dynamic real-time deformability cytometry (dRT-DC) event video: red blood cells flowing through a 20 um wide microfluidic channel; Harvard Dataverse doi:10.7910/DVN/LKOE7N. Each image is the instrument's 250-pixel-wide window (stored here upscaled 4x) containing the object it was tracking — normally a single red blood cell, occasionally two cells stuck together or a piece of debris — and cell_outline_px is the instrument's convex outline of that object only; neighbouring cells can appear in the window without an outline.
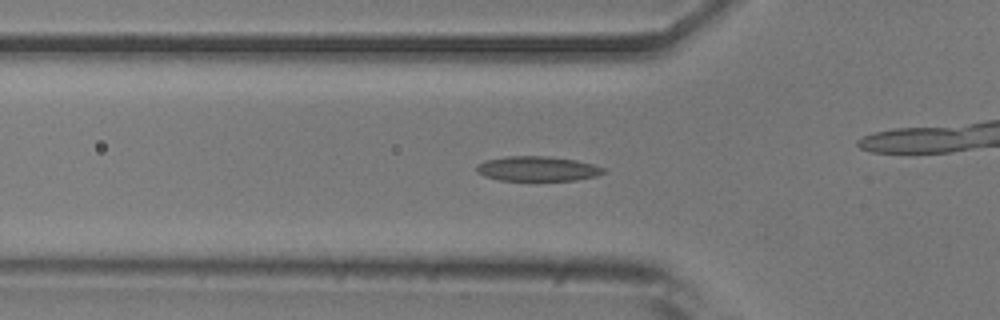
{"species": "common noctule bat (a hibernating species)", "species_latin": "Nyctalus noctula", "temperature_condition": "room temperature", "stored_images_in_passage": 38, "camera_frame_rate_fps": 3000, "um_per_image_px": 0.085, "animal": {"sex": "male", "body_mass_g": 20.5, "forearm_length_mm": 52.5}, "frame": {"image": 1, "passage_image": 14, "time_ms": 4.333, "image_size_px": [1000, 320], "cell_outline_px": [[604, 172], [596, 176], [576, 180], [500, 180], [484, 176], [476, 172], [476, 164], [484, 160], [508, 156], [548, 156], [576, 160], [592, 164], [604, 168]], "centroid_in_image_um": [45.63, 14.33], "position_along_channel_um": 80.2, "area_um2": 18.32}}
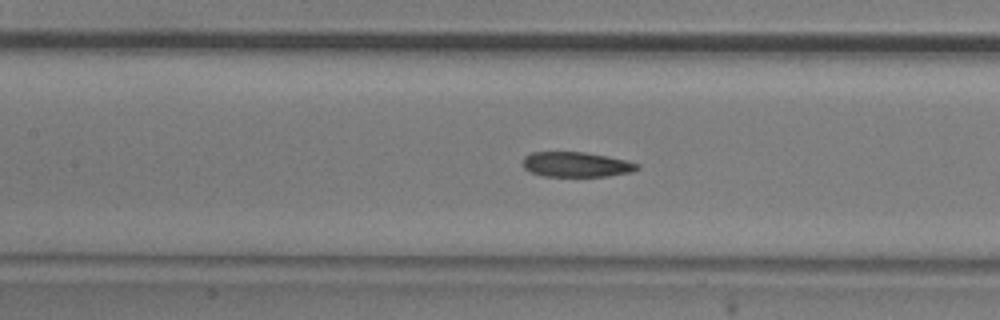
{"frame": {"image": 2, "passage_image": 20, "time_ms": 6.333, "image_size_px": [1000, 320], "cell_outline_px": [[640, 168], [632, 172], [608, 176], [544, 176], [532, 172], [524, 168], [524, 156], [532, 152], [584, 152], [608, 156], [640, 164]], "centroid_in_image_um": [49.01, 13.98], "position_along_channel_um": 158.4, "area_um2": 16.59}}
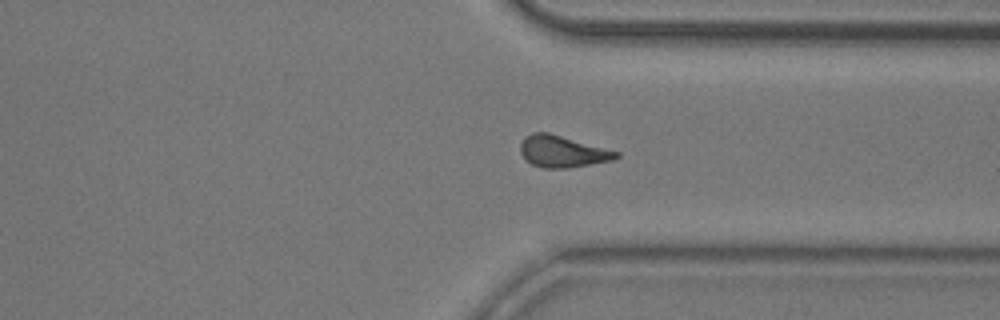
{"frame": {"image": 3, "passage_image": 36, "time_ms": 11.667, "image_size_px": [1000, 320], "cell_outline_px": [[620, 156], [612, 160], [568, 168], [544, 168], [532, 164], [520, 152], [520, 144], [524, 136], [532, 132], [548, 132], [620, 152]], "centroid_in_image_um": [47.79, 12.86], "position_along_channel_um": 363.6, "area_um2": 17.57}}